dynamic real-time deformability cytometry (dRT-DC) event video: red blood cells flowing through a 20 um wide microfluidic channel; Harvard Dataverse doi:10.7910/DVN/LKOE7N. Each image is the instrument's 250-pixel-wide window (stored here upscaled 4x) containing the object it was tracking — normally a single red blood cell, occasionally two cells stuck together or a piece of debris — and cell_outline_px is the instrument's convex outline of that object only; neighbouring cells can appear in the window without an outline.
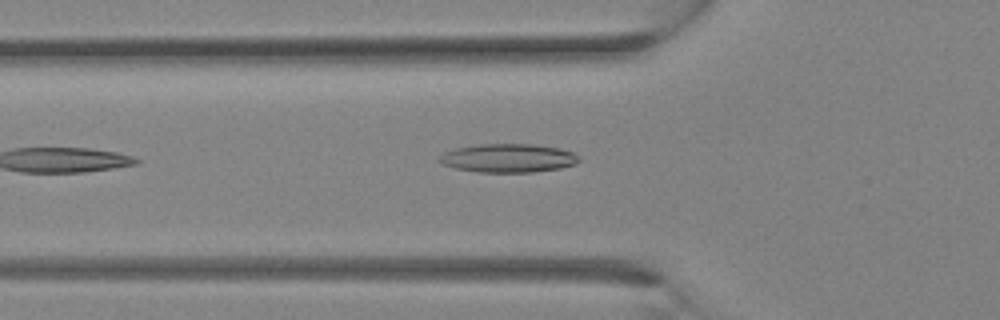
{"species": "Egyptian fruit bat (a non-hibernating species)", "species_latin": "Rousettus aegyptiacus", "temperature_condition": "room temperature", "stored_images_in_passage": 19, "camera_frame_rate_fps": 3000, "um_per_image_px": 0.085, "animal": {"sex": "female"}, "frame": {"image": 1, "passage_image": 2, "time_ms": 0.333, "image_size_px": [1000, 320], "cell_outline_px": [[580, 160], [576, 164], [560, 168], [532, 172], [476, 172], [456, 168], [444, 164], [436, 160], [444, 152], [456, 148], [480, 144], [532, 144], [560, 148], [572, 152], [580, 156]], "centroid_in_image_um": [43.21, 13.44], "position_along_channel_um": 82.6, "area_um2": 23.29}}
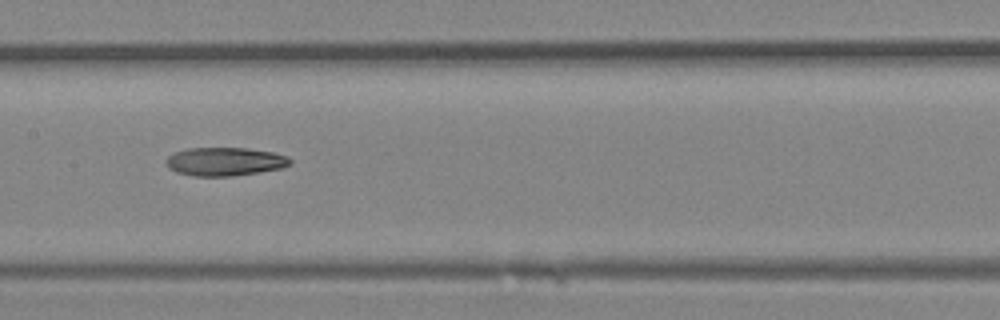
{"frame": {"image": 2, "passage_image": 7, "time_ms": 2.0, "image_size_px": [1000, 320], "cell_outline_px": [[292, 164], [284, 168], [260, 172], [232, 176], [192, 176], [176, 172], [168, 168], [164, 164], [164, 160], [168, 156], [176, 152], [188, 148], [248, 148], [272, 152], [288, 156], [292, 160]], "centroid_in_image_um": [19.12, 13.74], "position_along_channel_um": 188.3, "area_um2": 20.87}}
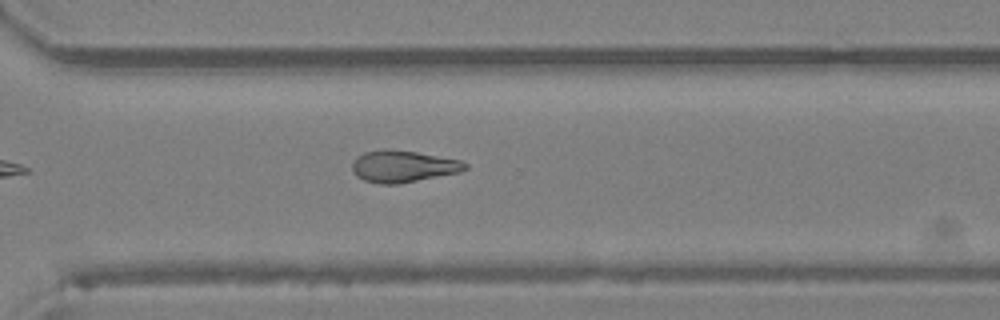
{"frame": {"image": 3, "passage_image": 14, "time_ms": 4.333, "image_size_px": [1000, 320], "cell_outline_px": [[468, 168], [460, 172], [400, 184], [380, 184], [364, 180], [356, 176], [352, 172], [352, 164], [356, 156], [364, 152], [384, 148], [416, 152], [460, 160], [468, 164]], "centroid_in_image_um": [34.24, 14.14], "position_along_channel_um": 336.4, "area_um2": 21.1}}